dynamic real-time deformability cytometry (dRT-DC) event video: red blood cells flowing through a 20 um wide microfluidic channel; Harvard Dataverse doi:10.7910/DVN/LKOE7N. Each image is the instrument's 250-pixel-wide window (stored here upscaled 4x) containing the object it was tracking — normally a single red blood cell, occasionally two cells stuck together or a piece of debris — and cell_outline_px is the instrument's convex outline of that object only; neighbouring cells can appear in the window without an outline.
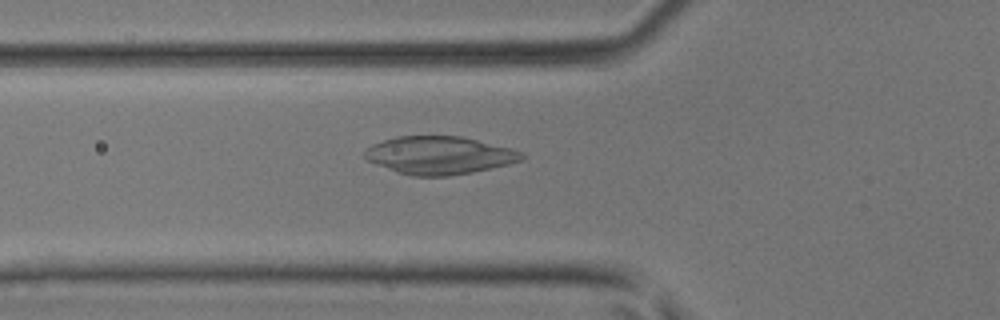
{"species": "common noctule bat (a hibernating species)", "species_latin": "Nyctalus noctula", "temperature_condition": "room temperature", "stored_images_in_passage": 49, "camera_frame_rate_fps": 3000, "um_per_image_px": 0.085, "animal": {"sex": "male", "body_mass_g": 17.9, "forearm_length_mm": 54.2}, "frame": {"image": 1, "passage_image": 18, "time_ms": 5.667, "image_size_px": [1000, 320], "cell_outline_px": [[524, 160], [508, 164], [472, 172], [448, 176], [412, 176], [396, 172], [376, 164], [368, 160], [364, 156], [364, 152], [372, 144], [396, 136], [460, 136], [512, 148], [524, 152]], "centroid_in_image_um": [37.36, 13.2], "position_along_channel_um": 88.4, "area_um2": 34.62}}
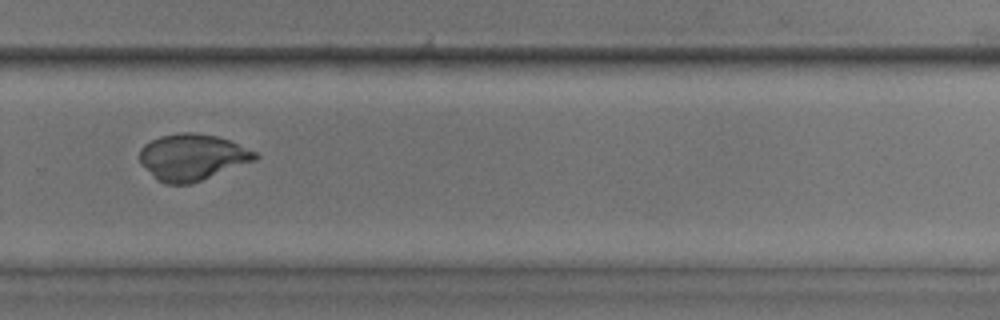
{"frame": {"image": 2, "passage_image": 34, "time_ms": 11.0, "image_size_px": [1000, 320], "cell_outline_px": [[260, 156], [256, 160], [192, 184], [164, 184], [156, 180], [140, 164], [140, 148], [144, 144], [160, 136], [180, 132], [192, 132], [216, 136], [228, 140], [256, 152]], "centroid_in_image_um": [16.31, 13.37], "position_along_channel_um": 313.5, "area_um2": 31.33}}
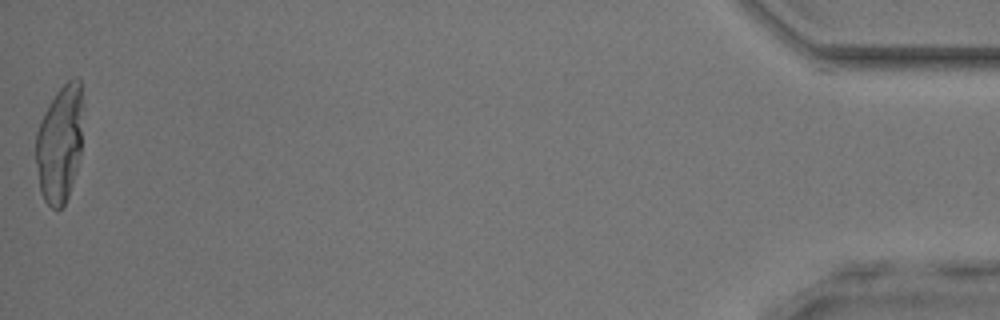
{"frame": {"image": 3, "passage_image": 49, "time_ms": 16.0, "image_size_px": [1000, 320], "cell_outline_px": [[84, 108], [80, 152], [76, 168], [68, 196], [64, 204], [56, 212], [44, 200], [40, 192], [36, 164], [36, 132], [44, 112], [56, 92], [68, 80], [76, 76], [80, 80], [84, 104]], "centroid_in_image_um": [5.09, 12.17], "position_along_channel_um": 430.1, "area_um2": 32.6}}